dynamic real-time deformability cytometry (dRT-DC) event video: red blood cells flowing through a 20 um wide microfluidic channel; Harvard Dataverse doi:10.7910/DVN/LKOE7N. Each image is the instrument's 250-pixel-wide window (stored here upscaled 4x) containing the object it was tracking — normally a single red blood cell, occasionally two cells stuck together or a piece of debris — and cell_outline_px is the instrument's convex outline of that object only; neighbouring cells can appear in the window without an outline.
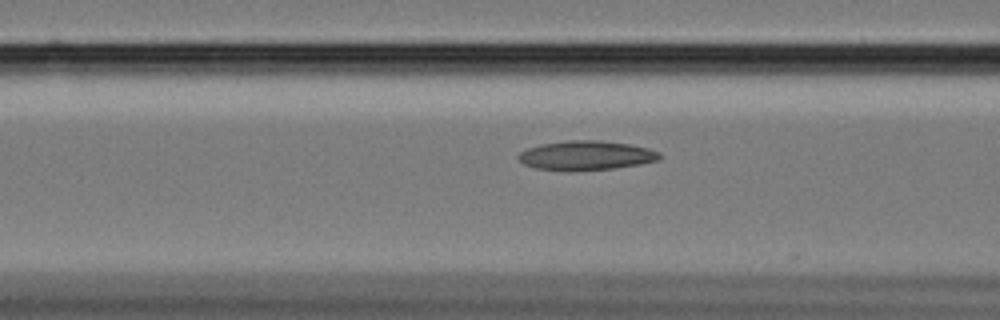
{"species": "Egyptian fruit bat (a non-hibernating species)", "species_latin": "Rousettus aegyptiacus", "temperature_condition": "cold", "stored_images_in_passage": 40, "camera_frame_rate_fps": 3000, "um_per_image_px": 0.085, "animal": {"sex": "female"}, "frame": {"image": 1, "passage_image": 5, "time_ms": 1.333, "image_size_px": [1000, 320], "cell_outline_px": [[664, 156], [656, 160], [640, 164], [612, 168], [568, 172], [536, 168], [524, 164], [516, 156], [520, 152], [528, 148], [540, 144], [568, 140], [600, 140], [628, 144], [648, 148], [660, 152]], "centroid_in_image_um": [49.8, 13.22], "position_along_channel_um": 116.8, "area_um2": 24.28}}
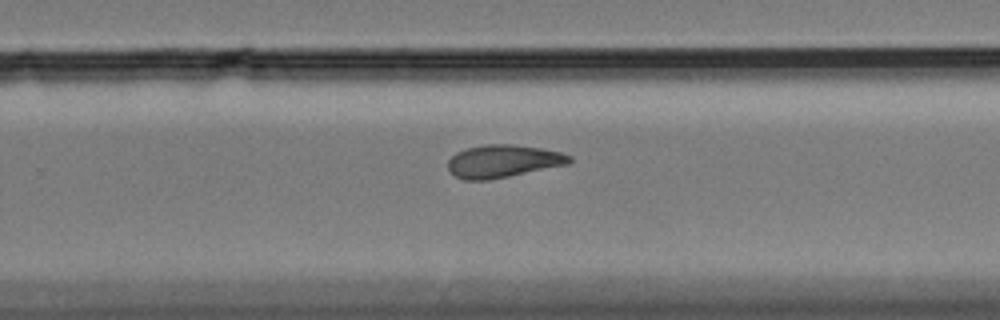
{"frame": {"image": 2, "passage_image": 20, "time_ms": 6.333, "image_size_px": [1000, 320], "cell_outline_px": [[572, 160], [568, 164], [488, 180], [464, 180], [456, 176], [448, 168], [448, 160], [456, 152], [468, 148], [484, 144], [512, 144], [540, 148], [560, 152], [572, 156]], "centroid_in_image_um": [42.75, 13.69], "position_along_channel_um": 287.0, "area_um2": 22.95}}
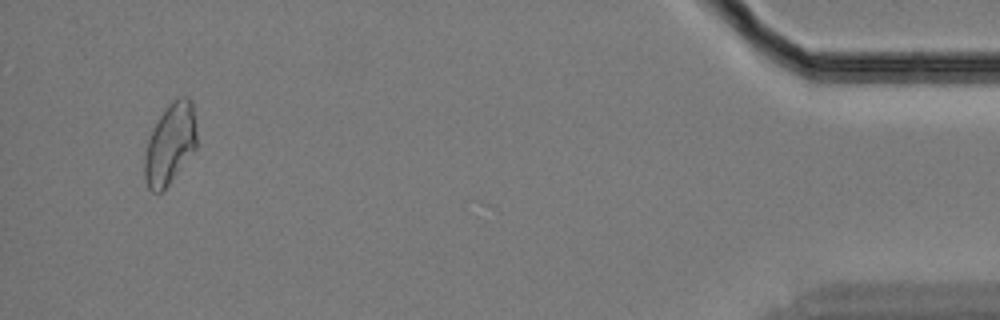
{"frame": {"image": 3, "passage_image": 38, "time_ms": 12.333, "image_size_px": [1000, 320], "cell_outline_px": [[196, 148], [168, 184], [160, 192], [152, 192], [148, 188], [144, 176], [144, 156], [148, 140], [152, 128], [168, 104], [180, 96], [188, 96], [192, 100], [196, 132]], "centroid_in_image_um": [14.44, 12.21], "position_along_channel_um": 420.8, "area_um2": 24.33}, "authors_computed_cell_mechanics": {"area_um2": 23.1778, "velocity_mm_per_s": 3.414, "shape_relaxation_time_tau1_ms": null, "shape_relaxation_time_tau2_ms": 5.4829, "deformation_change_tau1": null, "deformation_change_tau2": 0.1293}}